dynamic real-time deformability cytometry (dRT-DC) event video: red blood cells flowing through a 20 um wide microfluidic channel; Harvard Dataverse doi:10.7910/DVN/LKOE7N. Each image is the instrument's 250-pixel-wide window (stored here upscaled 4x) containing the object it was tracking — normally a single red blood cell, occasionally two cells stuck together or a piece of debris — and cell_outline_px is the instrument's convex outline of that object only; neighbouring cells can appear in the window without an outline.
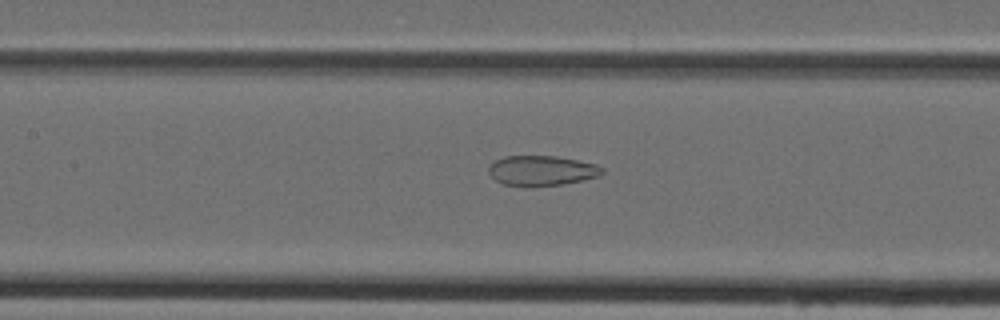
{"species": "Egyptian fruit bat (a non-hibernating species)", "species_latin": "Rousettus aegyptiacus", "temperature_condition": "cold", "stored_images_in_passage": 48, "camera_frame_rate_fps": 3000, "um_per_image_px": 0.085, "animal": {"sex": "female"}, "frame": {"image": 1, "passage_image": 22, "time_ms": 7.0, "image_size_px": [1000, 320], "cell_outline_px": [[604, 172], [600, 176], [564, 184], [504, 184], [496, 180], [488, 172], [488, 168], [496, 160], [504, 156], [556, 156], [596, 164], [604, 168]], "centroid_in_image_um": [46.09, 14.47], "position_along_channel_um": 161.3, "area_um2": 19.25}}
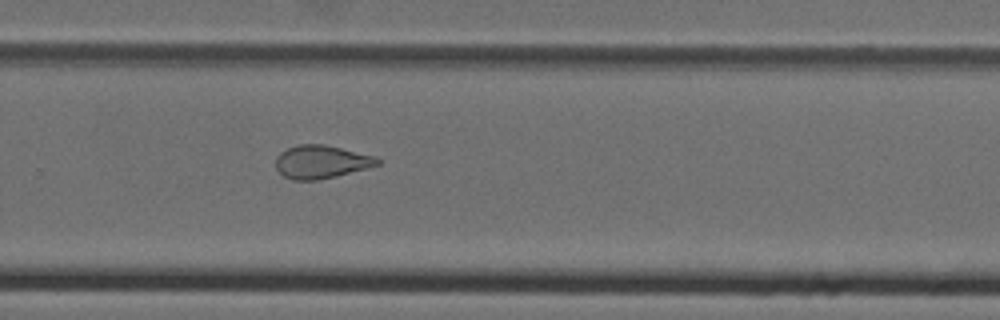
{"frame": {"image": 2, "passage_image": 32, "time_ms": 10.333, "image_size_px": [1000, 320], "cell_outline_px": [[380, 164], [368, 168], [336, 176], [316, 180], [292, 180], [284, 176], [276, 168], [276, 156], [280, 152], [288, 148], [300, 144], [324, 144], [376, 156], [380, 160]], "centroid_in_image_um": [27.31, 13.75], "position_along_channel_um": 302.5, "area_um2": 19.65}}
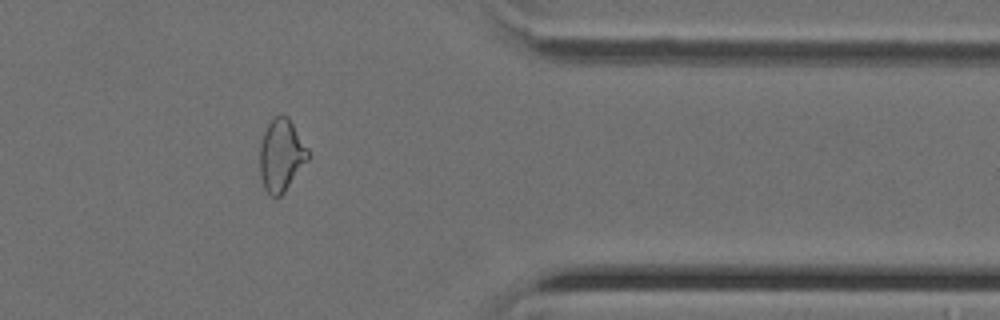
{"frame": {"image": 3, "passage_image": 39, "time_ms": 12.667, "image_size_px": [1000, 320], "cell_outline_px": [[312, 156], [284, 192], [280, 196], [272, 196], [264, 188], [260, 176], [260, 144], [264, 132], [272, 116], [288, 116], [308, 148]], "centroid_in_image_um": [23.93, 13.19], "position_along_channel_um": 387.5, "area_um2": 20.46}}